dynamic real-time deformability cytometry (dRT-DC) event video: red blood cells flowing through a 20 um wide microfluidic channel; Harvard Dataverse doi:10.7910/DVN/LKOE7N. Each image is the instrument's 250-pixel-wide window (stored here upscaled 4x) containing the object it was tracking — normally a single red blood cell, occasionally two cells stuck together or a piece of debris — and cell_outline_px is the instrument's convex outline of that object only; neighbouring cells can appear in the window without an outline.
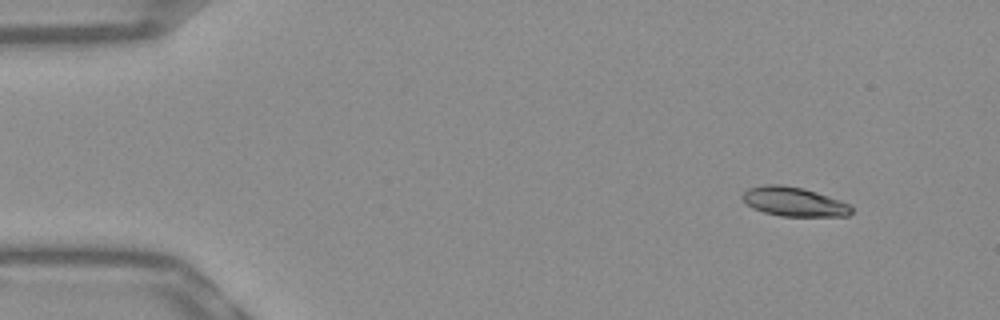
{"species": "Egyptian fruit bat (a non-hibernating species)", "species_latin": "Rousettus aegyptiacus", "temperature_condition": "warm", "stored_images_in_passage": 49, "camera_frame_rate_fps": 3000, "um_per_image_px": 0.085, "frame": {"image": 1, "passage_image": 1, "time_ms": 0.0, "image_size_px": [1000, 320], "cell_outline_px": [[852, 212], [848, 216], [780, 216], [764, 212], [752, 208], [744, 204], [740, 196], [748, 188], [764, 184], [780, 184], [804, 188], [840, 200], [848, 204], [852, 208]], "centroid_in_image_um": [67.43, 17.14], "position_along_channel_um": 17.6, "area_um2": 18.73}}
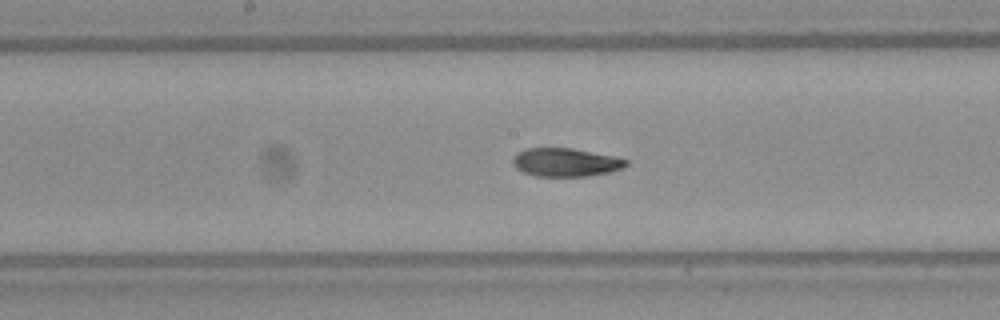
{"frame": {"image": 2, "passage_image": 23, "time_ms": 7.333, "image_size_px": [1000, 320], "cell_outline_px": [[628, 164], [624, 168], [608, 172], [588, 176], [536, 176], [524, 172], [516, 168], [512, 164], [512, 156], [524, 148], [572, 148], [612, 156], [628, 160]], "centroid_in_image_um": [48.04, 13.79], "position_along_channel_um": 200.2, "area_um2": 18.73}}
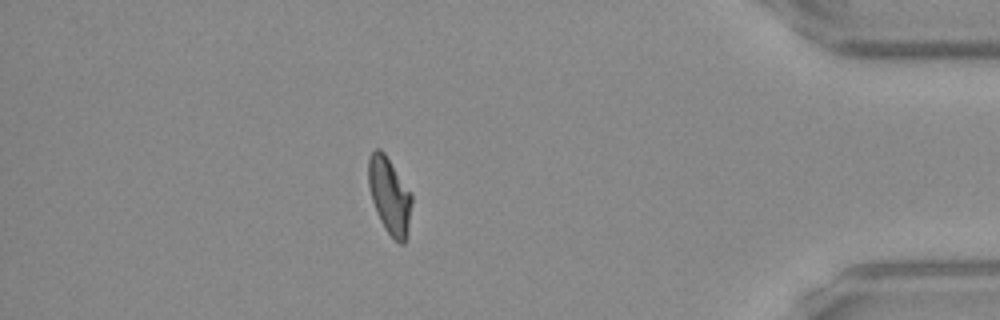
{"frame": {"image": 3, "passage_image": 42, "time_ms": 13.667, "image_size_px": [1000, 320], "cell_outline_px": [[412, 204], [404, 244], [400, 244], [384, 228], [376, 212], [372, 200], [368, 184], [368, 160], [372, 152], [376, 148], [380, 148], [384, 152], [412, 192]], "centroid_in_image_um": [33.1, 16.59], "position_along_channel_um": 402.1, "area_um2": 19.25}, "authors_computed_cell_mechanics": {"area_um2": 19.363, "velocity_mm_per_s": 3.848, "shape_relaxation_time_tau1_ms": 8.1512, "shape_relaxation_time_tau2_ms": 2.1708, "deformation_change_tau1": 0.2104, "deformation_change_tau2": 0.0756}}